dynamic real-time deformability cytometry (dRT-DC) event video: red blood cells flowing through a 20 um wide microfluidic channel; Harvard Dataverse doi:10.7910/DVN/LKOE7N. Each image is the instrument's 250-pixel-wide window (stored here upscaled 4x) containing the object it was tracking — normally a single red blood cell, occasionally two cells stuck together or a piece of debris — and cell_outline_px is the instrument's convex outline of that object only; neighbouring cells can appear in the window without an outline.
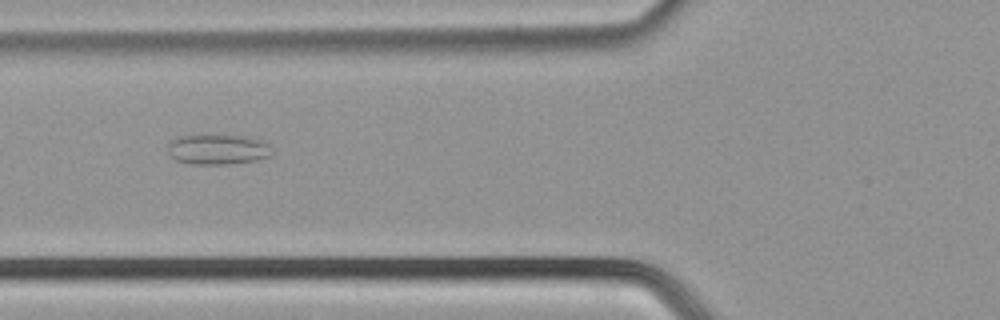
{"species": "common noctule bat (a hibernating species)", "species_latin": "Nyctalus noctula", "temperature_condition": "cold", "stored_images_in_passage": 32, "camera_frame_rate_fps": 3000, "um_per_image_px": 0.085, "animal": {"sex": "male", "body_mass_g": 21.5, "forearm_length_mm": 52.0}, "frame": {"image": 1, "passage_image": 5, "time_ms": 1.333, "image_size_px": [1000, 320], "cell_outline_px": [[272, 156], [260, 160], [228, 164], [192, 164], [176, 160], [168, 152], [168, 144], [172, 140], [180, 136], [208, 132], [212, 132], [256, 136], [268, 144], [272, 152]], "centroid_in_image_um": [18.57, 12.63], "position_along_channel_um": 107.2, "area_um2": 19.54}}
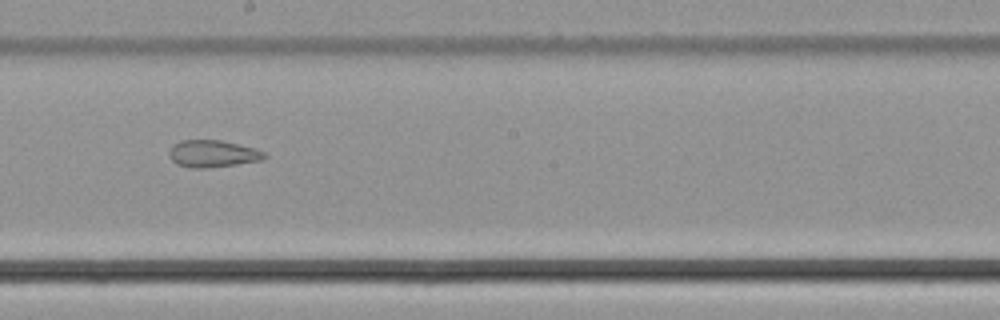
{"frame": {"image": 2, "passage_image": 14, "time_ms": 4.333, "image_size_px": [1000, 320], "cell_outline_px": [[268, 156], [260, 160], [236, 164], [204, 168], [192, 168], [176, 164], [168, 156], [168, 152], [172, 144], [180, 140], [220, 140], [252, 148], [264, 152]], "centroid_in_image_um": [18.0, 13.06], "position_along_channel_um": 230.2, "area_um2": 14.91}}
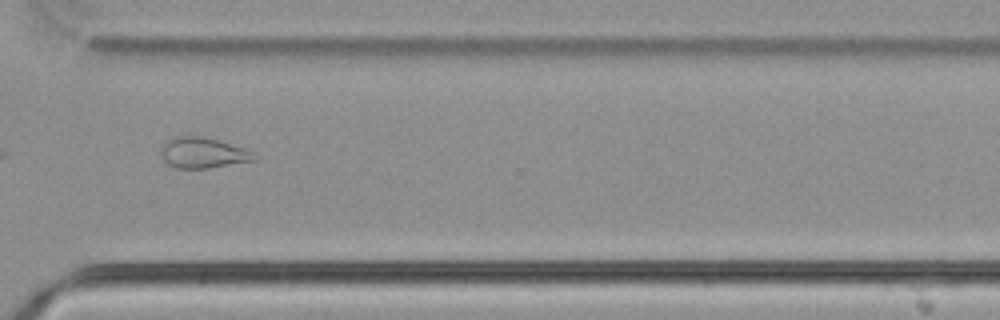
{"frame": {"image": 3, "passage_image": 23, "time_ms": 7.333, "image_size_px": [1000, 320], "cell_outline_px": [[256, 160], [208, 168], [176, 168], [168, 164], [164, 160], [160, 152], [160, 148], [164, 140], [176, 136], [200, 136], [216, 140], [244, 148], [256, 152]], "centroid_in_image_um": [17.22, 12.98], "position_along_channel_um": 353.4, "area_um2": 16.7}}